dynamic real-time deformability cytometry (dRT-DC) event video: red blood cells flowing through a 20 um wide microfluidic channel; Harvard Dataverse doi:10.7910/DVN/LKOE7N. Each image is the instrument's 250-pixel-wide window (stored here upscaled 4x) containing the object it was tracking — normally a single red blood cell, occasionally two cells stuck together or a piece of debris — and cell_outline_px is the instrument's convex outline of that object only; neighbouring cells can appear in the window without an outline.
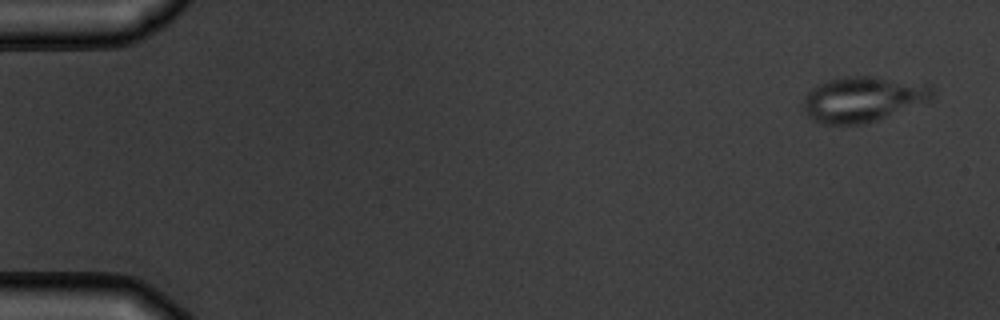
{"species": "common noctule bat (a hibernating species)", "species_latin": "Nyctalus noctula", "temperature_condition": "warm", "stored_images_in_passage": 5, "camera_frame_rate_fps": 3000, "um_per_image_px": 0.085, "animal": {"sex": "male", "body_mass_g": 19.5, "forearm_length_mm": 54.6}, "frame": {"image": 1, "passage_image": 1, "time_ms": 0.0, "image_size_px": [1000, 320], "cell_outline_px": [[936, 92], [928, 100], [876, 120], [864, 124], [824, 124], [808, 116], [804, 108], [804, 100], [808, 92], [812, 88], [828, 80], [848, 76], [876, 76], [928, 80]], "centroid_in_image_um": [73.45, 8.37], "position_along_channel_um": 11.5, "area_um2": 34.39}}